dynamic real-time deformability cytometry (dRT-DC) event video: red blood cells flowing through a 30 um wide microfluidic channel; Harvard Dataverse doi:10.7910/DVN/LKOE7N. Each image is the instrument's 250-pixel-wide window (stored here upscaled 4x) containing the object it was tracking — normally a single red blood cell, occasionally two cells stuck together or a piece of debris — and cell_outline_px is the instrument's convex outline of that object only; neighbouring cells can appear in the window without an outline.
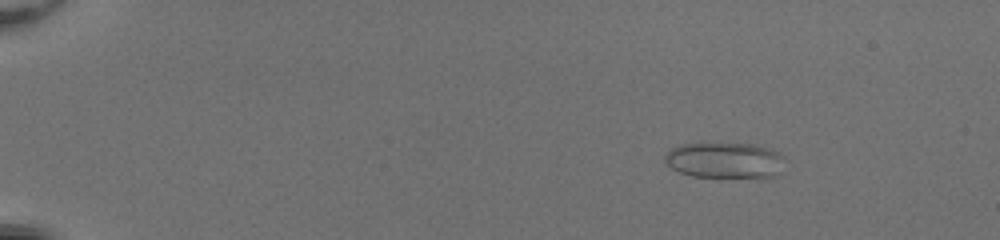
{"species": "common noctule bat (a hibernating species)", "species_latin": "Nyctalus noctula", "temperature_condition": "room temperature", "stored_images_in_passage": 53, "camera_frame_rate_fps": 3000, "um_per_image_px": 0.085, "animal": {"sex": "female", "body_mass_g": 20.0, "forearm_length_mm": 54.0}, "frame": {"image": 1, "passage_image": 9, "time_ms": 2.667, "image_size_px": [1000, 240], "cell_outline_px": [[784, 156], [776, 176], [760, 180], [692, 176], [680, 172], [672, 168], [664, 160], [664, 156], [672, 148], [680, 144], [752, 144], [768, 148], [780, 152]], "centroid_in_image_um": [61.65, 13.67], "position_along_channel_um": 23.4, "area_um2": 25.55}}
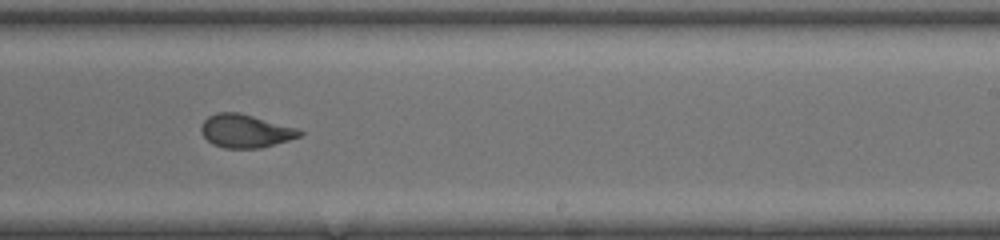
{"frame": {"image": 2, "passage_image": 36, "time_ms": 11.667, "image_size_px": [1000, 240], "cell_outline_px": [[304, 132], [300, 136], [288, 140], [260, 148], [224, 148], [212, 144], [200, 132], [200, 124], [208, 116], [216, 112], [240, 112], [300, 128]], "centroid_in_image_um": [20.86, 11.12], "position_along_channel_um": 268.1, "area_um2": 19.36}}
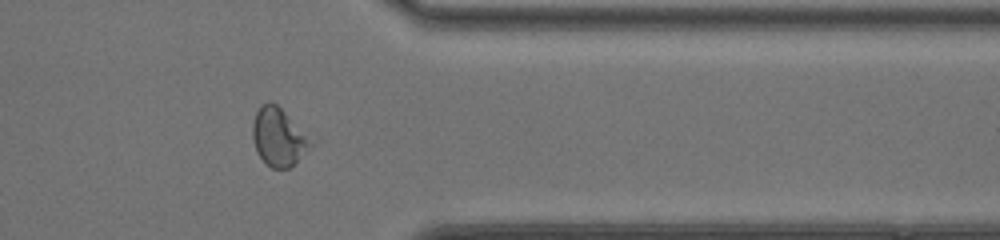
{"frame": {"image": 3, "passage_image": 45, "time_ms": 14.667, "image_size_px": [1000, 240], "cell_outline_px": [[316, 144], [288, 168], [272, 168], [256, 152], [252, 136], [252, 124], [256, 112], [260, 104], [268, 100], [276, 104], [316, 140]], "centroid_in_image_um": [23.72, 11.62], "position_along_channel_um": 387.7, "area_um2": 20.06}, "authors_computed_cell_mechanics": {"area_um2": 21.1548, "velocity_mm_per_s": 4.1464, "shape_relaxation_time_tau1_ms": 4.9897, "shape_relaxation_time_tau2_ms": 1.0539, "deformation_change_tau1": 0.1625, "deformation_change_tau2": 0.0692}}